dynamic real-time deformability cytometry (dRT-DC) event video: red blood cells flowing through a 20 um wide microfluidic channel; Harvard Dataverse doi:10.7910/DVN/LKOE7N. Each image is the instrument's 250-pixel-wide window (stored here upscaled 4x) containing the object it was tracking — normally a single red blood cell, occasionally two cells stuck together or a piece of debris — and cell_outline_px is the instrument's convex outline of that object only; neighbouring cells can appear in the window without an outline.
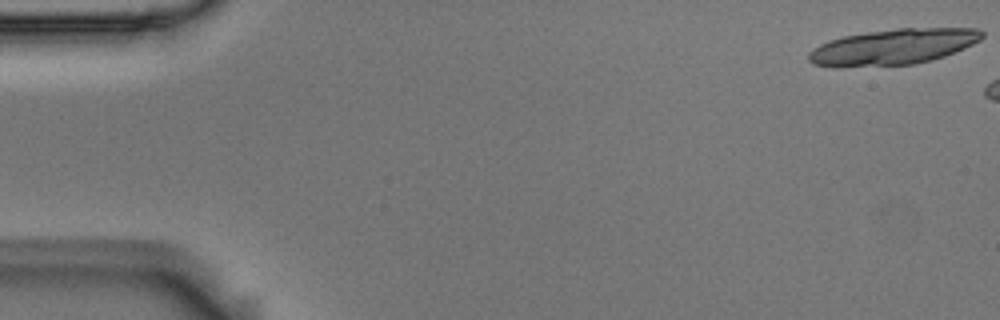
{"species": "Egyptian fruit bat (a non-hibernating species)", "species_latin": "Rousettus aegyptiacus", "temperature_condition": "room temperature", "stored_images_in_passage": 7, "camera_frame_rate_fps": 3000, "um_per_image_px": 0.085, "animal": {"sex": "male"}, "frame": {"image": 1, "passage_image": 1, "time_ms": 0.0, "image_size_px": [1000, 320], "cell_outline_px": [[984, 36], [980, 40], [964, 48], [944, 56], [932, 60], [912, 64], [840, 68], [832, 68], [812, 64], [808, 60], [808, 52], [820, 44], [828, 40], [844, 36], [868, 32], [896, 28], [980, 28], [984, 32]], "centroid_in_image_um": [75.88, 3.99], "position_along_channel_um": 9.1, "area_um2": 36.47}}